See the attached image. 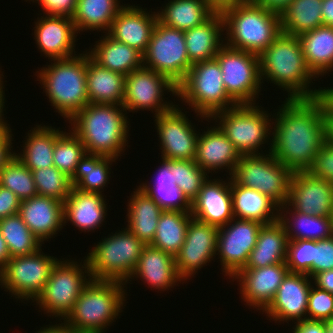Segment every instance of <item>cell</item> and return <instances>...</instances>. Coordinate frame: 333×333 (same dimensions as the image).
<instances>
[{"label":"cell","mask_w":333,"mask_h":333,"mask_svg":"<svg viewBox=\"0 0 333 333\" xmlns=\"http://www.w3.org/2000/svg\"><path fill=\"white\" fill-rule=\"evenodd\" d=\"M325 94L311 99H287L272 122L271 154L292 172L307 171L326 139ZM275 125V126H274Z\"/></svg>","instance_id":"obj_1"},{"label":"cell","mask_w":333,"mask_h":333,"mask_svg":"<svg viewBox=\"0 0 333 333\" xmlns=\"http://www.w3.org/2000/svg\"><path fill=\"white\" fill-rule=\"evenodd\" d=\"M259 66L261 83H274L287 92V99H311L325 94V87L310 88L317 77L308 68L296 36L281 33L259 55Z\"/></svg>","instance_id":"obj_2"},{"label":"cell","mask_w":333,"mask_h":333,"mask_svg":"<svg viewBox=\"0 0 333 333\" xmlns=\"http://www.w3.org/2000/svg\"><path fill=\"white\" fill-rule=\"evenodd\" d=\"M121 109V110H120ZM130 120L122 105L88 104L68 123L87 153L105 157L123 156L129 139Z\"/></svg>","instance_id":"obj_3"},{"label":"cell","mask_w":333,"mask_h":333,"mask_svg":"<svg viewBox=\"0 0 333 333\" xmlns=\"http://www.w3.org/2000/svg\"><path fill=\"white\" fill-rule=\"evenodd\" d=\"M126 289L119 281L91 278L63 320L65 327L71 333H105L125 308Z\"/></svg>","instance_id":"obj_4"},{"label":"cell","mask_w":333,"mask_h":333,"mask_svg":"<svg viewBox=\"0 0 333 333\" xmlns=\"http://www.w3.org/2000/svg\"><path fill=\"white\" fill-rule=\"evenodd\" d=\"M36 71L37 81L49 98L51 106L64 119L70 120L89 104L86 85V51L65 58Z\"/></svg>","instance_id":"obj_5"},{"label":"cell","mask_w":333,"mask_h":333,"mask_svg":"<svg viewBox=\"0 0 333 333\" xmlns=\"http://www.w3.org/2000/svg\"><path fill=\"white\" fill-rule=\"evenodd\" d=\"M222 16L225 44L258 56L282 33L280 14L252 0L225 10Z\"/></svg>","instance_id":"obj_6"},{"label":"cell","mask_w":333,"mask_h":333,"mask_svg":"<svg viewBox=\"0 0 333 333\" xmlns=\"http://www.w3.org/2000/svg\"><path fill=\"white\" fill-rule=\"evenodd\" d=\"M257 104L259 103L239 104L218 112L209 119L210 121L216 119L215 123H218L216 125L233 143L240 155L266 154L261 147L268 142L270 146L265 152L271 153L273 115L263 109L262 105L260 108Z\"/></svg>","instance_id":"obj_7"},{"label":"cell","mask_w":333,"mask_h":333,"mask_svg":"<svg viewBox=\"0 0 333 333\" xmlns=\"http://www.w3.org/2000/svg\"><path fill=\"white\" fill-rule=\"evenodd\" d=\"M177 88V98L184 105L187 103L202 120L208 121L214 114L237 105L224 88L222 71L216 59L192 64Z\"/></svg>","instance_id":"obj_8"},{"label":"cell","mask_w":333,"mask_h":333,"mask_svg":"<svg viewBox=\"0 0 333 333\" xmlns=\"http://www.w3.org/2000/svg\"><path fill=\"white\" fill-rule=\"evenodd\" d=\"M145 244L126 227L102 238L86 258L90 276L125 283L132 275Z\"/></svg>","instance_id":"obj_9"},{"label":"cell","mask_w":333,"mask_h":333,"mask_svg":"<svg viewBox=\"0 0 333 333\" xmlns=\"http://www.w3.org/2000/svg\"><path fill=\"white\" fill-rule=\"evenodd\" d=\"M64 259L56 263L43 291L34 301L36 307L39 305L38 309L59 322L72 311L83 288L91 280L86 259L84 264L76 259Z\"/></svg>","instance_id":"obj_10"},{"label":"cell","mask_w":333,"mask_h":333,"mask_svg":"<svg viewBox=\"0 0 333 333\" xmlns=\"http://www.w3.org/2000/svg\"><path fill=\"white\" fill-rule=\"evenodd\" d=\"M293 172L271 153L241 155L231 176L239 185L269 196L279 206L287 204Z\"/></svg>","instance_id":"obj_11"},{"label":"cell","mask_w":333,"mask_h":333,"mask_svg":"<svg viewBox=\"0 0 333 333\" xmlns=\"http://www.w3.org/2000/svg\"><path fill=\"white\" fill-rule=\"evenodd\" d=\"M215 59L220 65L224 88L228 96L237 105L256 104L259 94L261 95L260 90L263 88L259 56L224 44Z\"/></svg>","instance_id":"obj_12"},{"label":"cell","mask_w":333,"mask_h":333,"mask_svg":"<svg viewBox=\"0 0 333 333\" xmlns=\"http://www.w3.org/2000/svg\"><path fill=\"white\" fill-rule=\"evenodd\" d=\"M143 66L166 76L178 86L192 66L188 58L184 31L167 27L157 21L143 54Z\"/></svg>","instance_id":"obj_13"},{"label":"cell","mask_w":333,"mask_h":333,"mask_svg":"<svg viewBox=\"0 0 333 333\" xmlns=\"http://www.w3.org/2000/svg\"><path fill=\"white\" fill-rule=\"evenodd\" d=\"M59 260L45 254L41 248L28 255L12 257L1 269V288L14 298L22 299L21 303L24 300L34 302Z\"/></svg>","instance_id":"obj_14"},{"label":"cell","mask_w":333,"mask_h":333,"mask_svg":"<svg viewBox=\"0 0 333 333\" xmlns=\"http://www.w3.org/2000/svg\"><path fill=\"white\" fill-rule=\"evenodd\" d=\"M124 100L122 106L126 112L147 110L154 112V117L173 109L176 104L165 101L164 92L177 96L178 88L166 76L152 69L142 67L125 76ZM135 111V112H134Z\"/></svg>","instance_id":"obj_15"},{"label":"cell","mask_w":333,"mask_h":333,"mask_svg":"<svg viewBox=\"0 0 333 333\" xmlns=\"http://www.w3.org/2000/svg\"><path fill=\"white\" fill-rule=\"evenodd\" d=\"M262 225L258 221L234 217L219 228L216 255L219 256L222 273L229 280L245 268Z\"/></svg>","instance_id":"obj_16"},{"label":"cell","mask_w":333,"mask_h":333,"mask_svg":"<svg viewBox=\"0 0 333 333\" xmlns=\"http://www.w3.org/2000/svg\"><path fill=\"white\" fill-rule=\"evenodd\" d=\"M176 105L173 109L155 116V128L161 158L170 160H195L199 132L186 116L187 111Z\"/></svg>","instance_id":"obj_17"},{"label":"cell","mask_w":333,"mask_h":333,"mask_svg":"<svg viewBox=\"0 0 333 333\" xmlns=\"http://www.w3.org/2000/svg\"><path fill=\"white\" fill-rule=\"evenodd\" d=\"M218 231L216 226L194 217L190 219L185 241L175 255L177 271L184 281L193 278L198 270L216 257Z\"/></svg>","instance_id":"obj_18"},{"label":"cell","mask_w":333,"mask_h":333,"mask_svg":"<svg viewBox=\"0 0 333 333\" xmlns=\"http://www.w3.org/2000/svg\"><path fill=\"white\" fill-rule=\"evenodd\" d=\"M287 204L303 214L333 216V184L308 171L293 172Z\"/></svg>","instance_id":"obj_19"},{"label":"cell","mask_w":333,"mask_h":333,"mask_svg":"<svg viewBox=\"0 0 333 333\" xmlns=\"http://www.w3.org/2000/svg\"><path fill=\"white\" fill-rule=\"evenodd\" d=\"M306 274L288 272L280 284L276 295L263 311L269 320L295 323L307 319V305L312 279Z\"/></svg>","instance_id":"obj_20"},{"label":"cell","mask_w":333,"mask_h":333,"mask_svg":"<svg viewBox=\"0 0 333 333\" xmlns=\"http://www.w3.org/2000/svg\"><path fill=\"white\" fill-rule=\"evenodd\" d=\"M288 272L285 262L263 268H244L231 281L237 280L241 299L249 307L263 312L274 299Z\"/></svg>","instance_id":"obj_21"},{"label":"cell","mask_w":333,"mask_h":333,"mask_svg":"<svg viewBox=\"0 0 333 333\" xmlns=\"http://www.w3.org/2000/svg\"><path fill=\"white\" fill-rule=\"evenodd\" d=\"M34 23V40L45 58L65 59L77 55L75 42L79 39H76L78 33L72 18L43 15Z\"/></svg>","instance_id":"obj_22"},{"label":"cell","mask_w":333,"mask_h":333,"mask_svg":"<svg viewBox=\"0 0 333 333\" xmlns=\"http://www.w3.org/2000/svg\"><path fill=\"white\" fill-rule=\"evenodd\" d=\"M210 178L203 183L198 196L191 202V215L199 221L220 228L233 218L230 177L223 179Z\"/></svg>","instance_id":"obj_23"},{"label":"cell","mask_w":333,"mask_h":333,"mask_svg":"<svg viewBox=\"0 0 333 333\" xmlns=\"http://www.w3.org/2000/svg\"><path fill=\"white\" fill-rule=\"evenodd\" d=\"M156 22V11L148 12L138 4H124L106 34L144 54Z\"/></svg>","instance_id":"obj_24"},{"label":"cell","mask_w":333,"mask_h":333,"mask_svg":"<svg viewBox=\"0 0 333 333\" xmlns=\"http://www.w3.org/2000/svg\"><path fill=\"white\" fill-rule=\"evenodd\" d=\"M240 157L241 155L233 143L216 126V123L214 126L208 127L202 134L199 131L194 161L208 174L227 169L226 172L229 171L228 175L231 177Z\"/></svg>","instance_id":"obj_25"},{"label":"cell","mask_w":333,"mask_h":333,"mask_svg":"<svg viewBox=\"0 0 333 333\" xmlns=\"http://www.w3.org/2000/svg\"><path fill=\"white\" fill-rule=\"evenodd\" d=\"M18 214L43 244L64 227V202L52 197L37 195L22 200Z\"/></svg>","instance_id":"obj_26"},{"label":"cell","mask_w":333,"mask_h":333,"mask_svg":"<svg viewBox=\"0 0 333 333\" xmlns=\"http://www.w3.org/2000/svg\"><path fill=\"white\" fill-rule=\"evenodd\" d=\"M134 277L136 280L140 278L151 289H158L160 292L171 290L170 288L184 281L177 271L175 256L152 245H145L138 263L126 283H130V279L135 280Z\"/></svg>","instance_id":"obj_27"},{"label":"cell","mask_w":333,"mask_h":333,"mask_svg":"<svg viewBox=\"0 0 333 333\" xmlns=\"http://www.w3.org/2000/svg\"><path fill=\"white\" fill-rule=\"evenodd\" d=\"M104 196L72 187L70 195L64 201V226L70 221L72 226L82 232H95L97 228L100 229L107 215Z\"/></svg>","instance_id":"obj_28"},{"label":"cell","mask_w":333,"mask_h":333,"mask_svg":"<svg viewBox=\"0 0 333 333\" xmlns=\"http://www.w3.org/2000/svg\"><path fill=\"white\" fill-rule=\"evenodd\" d=\"M222 32H224V18L221 13H213L204 23L185 30L186 49L190 62L194 64L215 59L216 54L225 44Z\"/></svg>","instance_id":"obj_29"},{"label":"cell","mask_w":333,"mask_h":333,"mask_svg":"<svg viewBox=\"0 0 333 333\" xmlns=\"http://www.w3.org/2000/svg\"><path fill=\"white\" fill-rule=\"evenodd\" d=\"M125 76L95 62L86 51V85L89 104L122 105Z\"/></svg>","instance_id":"obj_30"},{"label":"cell","mask_w":333,"mask_h":333,"mask_svg":"<svg viewBox=\"0 0 333 333\" xmlns=\"http://www.w3.org/2000/svg\"><path fill=\"white\" fill-rule=\"evenodd\" d=\"M233 214L235 218L270 224L278 220L279 205L261 192L239 185L230 177Z\"/></svg>","instance_id":"obj_31"},{"label":"cell","mask_w":333,"mask_h":333,"mask_svg":"<svg viewBox=\"0 0 333 333\" xmlns=\"http://www.w3.org/2000/svg\"><path fill=\"white\" fill-rule=\"evenodd\" d=\"M86 50L89 56L102 67L123 74L143 67V54L137 49L112 39L106 33Z\"/></svg>","instance_id":"obj_32"},{"label":"cell","mask_w":333,"mask_h":333,"mask_svg":"<svg viewBox=\"0 0 333 333\" xmlns=\"http://www.w3.org/2000/svg\"><path fill=\"white\" fill-rule=\"evenodd\" d=\"M278 221L289 240L319 241L333 237V216L307 215L284 204L279 206Z\"/></svg>","instance_id":"obj_33"},{"label":"cell","mask_w":333,"mask_h":333,"mask_svg":"<svg viewBox=\"0 0 333 333\" xmlns=\"http://www.w3.org/2000/svg\"><path fill=\"white\" fill-rule=\"evenodd\" d=\"M134 190L128 200L126 228L145 245H150L163 209L139 187Z\"/></svg>","instance_id":"obj_34"},{"label":"cell","mask_w":333,"mask_h":333,"mask_svg":"<svg viewBox=\"0 0 333 333\" xmlns=\"http://www.w3.org/2000/svg\"><path fill=\"white\" fill-rule=\"evenodd\" d=\"M288 235L277 220L263 224L245 268H263L286 261Z\"/></svg>","instance_id":"obj_35"},{"label":"cell","mask_w":333,"mask_h":333,"mask_svg":"<svg viewBox=\"0 0 333 333\" xmlns=\"http://www.w3.org/2000/svg\"><path fill=\"white\" fill-rule=\"evenodd\" d=\"M298 38L306 64L317 78L333 71V27L322 25Z\"/></svg>","instance_id":"obj_36"},{"label":"cell","mask_w":333,"mask_h":333,"mask_svg":"<svg viewBox=\"0 0 333 333\" xmlns=\"http://www.w3.org/2000/svg\"><path fill=\"white\" fill-rule=\"evenodd\" d=\"M162 163L156 171L154 182H142L139 187L150 198L155 200L163 210H178L191 212V202L173 180V170H170V159L160 158ZM148 183V184H147Z\"/></svg>","instance_id":"obj_37"},{"label":"cell","mask_w":333,"mask_h":333,"mask_svg":"<svg viewBox=\"0 0 333 333\" xmlns=\"http://www.w3.org/2000/svg\"><path fill=\"white\" fill-rule=\"evenodd\" d=\"M35 125L27 132L23 149L14 155L31 171L53 167V152L56 142V128L53 126Z\"/></svg>","instance_id":"obj_38"},{"label":"cell","mask_w":333,"mask_h":333,"mask_svg":"<svg viewBox=\"0 0 333 333\" xmlns=\"http://www.w3.org/2000/svg\"><path fill=\"white\" fill-rule=\"evenodd\" d=\"M160 8L157 21L167 27L189 30L204 23L214 12L205 0H167Z\"/></svg>","instance_id":"obj_39"},{"label":"cell","mask_w":333,"mask_h":333,"mask_svg":"<svg viewBox=\"0 0 333 333\" xmlns=\"http://www.w3.org/2000/svg\"><path fill=\"white\" fill-rule=\"evenodd\" d=\"M116 160L118 159L113 157L86 153L70 178L72 187L83 192L103 194V188L110 183V165Z\"/></svg>","instance_id":"obj_40"},{"label":"cell","mask_w":333,"mask_h":333,"mask_svg":"<svg viewBox=\"0 0 333 333\" xmlns=\"http://www.w3.org/2000/svg\"><path fill=\"white\" fill-rule=\"evenodd\" d=\"M122 7L119 0H78L72 17L76 32L102 30L107 33Z\"/></svg>","instance_id":"obj_41"},{"label":"cell","mask_w":333,"mask_h":333,"mask_svg":"<svg viewBox=\"0 0 333 333\" xmlns=\"http://www.w3.org/2000/svg\"><path fill=\"white\" fill-rule=\"evenodd\" d=\"M322 0H292L280 14L283 34L299 37L323 25Z\"/></svg>","instance_id":"obj_42"},{"label":"cell","mask_w":333,"mask_h":333,"mask_svg":"<svg viewBox=\"0 0 333 333\" xmlns=\"http://www.w3.org/2000/svg\"><path fill=\"white\" fill-rule=\"evenodd\" d=\"M191 218V212L163 210L150 245L175 256L185 241Z\"/></svg>","instance_id":"obj_43"},{"label":"cell","mask_w":333,"mask_h":333,"mask_svg":"<svg viewBox=\"0 0 333 333\" xmlns=\"http://www.w3.org/2000/svg\"><path fill=\"white\" fill-rule=\"evenodd\" d=\"M0 234L6 241L11 258L28 255L42 248V242L31 232L19 214L0 220Z\"/></svg>","instance_id":"obj_44"},{"label":"cell","mask_w":333,"mask_h":333,"mask_svg":"<svg viewBox=\"0 0 333 333\" xmlns=\"http://www.w3.org/2000/svg\"><path fill=\"white\" fill-rule=\"evenodd\" d=\"M68 131L70 132L61 131L60 128L56 129L53 165L71 178L77 164L87 151L78 136L70 128Z\"/></svg>","instance_id":"obj_45"},{"label":"cell","mask_w":333,"mask_h":333,"mask_svg":"<svg viewBox=\"0 0 333 333\" xmlns=\"http://www.w3.org/2000/svg\"><path fill=\"white\" fill-rule=\"evenodd\" d=\"M0 186L11 190L21 201L38 195L33 172L15 155L0 169Z\"/></svg>","instance_id":"obj_46"},{"label":"cell","mask_w":333,"mask_h":333,"mask_svg":"<svg viewBox=\"0 0 333 333\" xmlns=\"http://www.w3.org/2000/svg\"><path fill=\"white\" fill-rule=\"evenodd\" d=\"M170 170H173L175 184L190 202L198 196L203 183L209 177L205 170L191 160H170Z\"/></svg>","instance_id":"obj_47"},{"label":"cell","mask_w":333,"mask_h":333,"mask_svg":"<svg viewBox=\"0 0 333 333\" xmlns=\"http://www.w3.org/2000/svg\"><path fill=\"white\" fill-rule=\"evenodd\" d=\"M32 172L38 195L52 197L62 202L70 195L72 189L70 177L55 166L36 169Z\"/></svg>","instance_id":"obj_48"},{"label":"cell","mask_w":333,"mask_h":333,"mask_svg":"<svg viewBox=\"0 0 333 333\" xmlns=\"http://www.w3.org/2000/svg\"><path fill=\"white\" fill-rule=\"evenodd\" d=\"M289 272L314 275V241L289 240L285 261Z\"/></svg>","instance_id":"obj_49"},{"label":"cell","mask_w":333,"mask_h":333,"mask_svg":"<svg viewBox=\"0 0 333 333\" xmlns=\"http://www.w3.org/2000/svg\"><path fill=\"white\" fill-rule=\"evenodd\" d=\"M307 319L318 321L333 319V294L312 284L308 298Z\"/></svg>","instance_id":"obj_50"},{"label":"cell","mask_w":333,"mask_h":333,"mask_svg":"<svg viewBox=\"0 0 333 333\" xmlns=\"http://www.w3.org/2000/svg\"><path fill=\"white\" fill-rule=\"evenodd\" d=\"M312 176L333 184V145L326 141L314 158L312 166L307 170Z\"/></svg>","instance_id":"obj_51"},{"label":"cell","mask_w":333,"mask_h":333,"mask_svg":"<svg viewBox=\"0 0 333 333\" xmlns=\"http://www.w3.org/2000/svg\"><path fill=\"white\" fill-rule=\"evenodd\" d=\"M333 269V237L314 241V274Z\"/></svg>","instance_id":"obj_52"},{"label":"cell","mask_w":333,"mask_h":333,"mask_svg":"<svg viewBox=\"0 0 333 333\" xmlns=\"http://www.w3.org/2000/svg\"><path fill=\"white\" fill-rule=\"evenodd\" d=\"M38 3L45 16H64L72 18L77 8L78 0H26Z\"/></svg>","instance_id":"obj_53"},{"label":"cell","mask_w":333,"mask_h":333,"mask_svg":"<svg viewBox=\"0 0 333 333\" xmlns=\"http://www.w3.org/2000/svg\"><path fill=\"white\" fill-rule=\"evenodd\" d=\"M20 202L16 194L0 186V220L18 214Z\"/></svg>","instance_id":"obj_54"},{"label":"cell","mask_w":333,"mask_h":333,"mask_svg":"<svg viewBox=\"0 0 333 333\" xmlns=\"http://www.w3.org/2000/svg\"><path fill=\"white\" fill-rule=\"evenodd\" d=\"M12 129L7 128L0 130V169L10 160L11 157H13L14 152L12 141H14L12 138ZM12 148V149H11Z\"/></svg>","instance_id":"obj_55"},{"label":"cell","mask_w":333,"mask_h":333,"mask_svg":"<svg viewBox=\"0 0 333 333\" xmlns=\"http://www.w3.org/2000/svg\"><path fill=\"white\" fill-rule=\"evenodd\" d=\"M294 324L292 333H326L325 321L304 319Z\"/></svg>","instance_id":"obj_56"},{"label":"cell","mask_w":333,"mask_h":333,"mask_svg":"<svg viewBox=\"0 0 333 333\" xmlns=\"http://www.w3.org/2000/svg\"><path fill=\"white\" fill-rule=\"evenodd\" d=\"M311 279L314 286L333 294V269L314 274Z\"/></svg>","instance_id":"obj_57"},{"label":"cell","mask_w":333,"mask_h":333,"mask_svg":"<svg viewBox=\"0 0 333 333\" xmlns=\"http://www.w3.org/2000/svg\"><path fill=\"white\" fill-rule=\"evenodd\" d=\"M250 0H205L214 13H223L225 10L246 3Z\"/></svg>","instance_id":"obj_58"},{"label":"cell","mask_w":333,"mask_h":333,"mask_svg":"<svg viewBox=\"0 0 333 333\" xmlns=\"http://www.w3.org/2000/svg\"><path fill=\"white\" fill-rule=\"evenodd\" d=\"M255 4L262 6L269 11L281 14L292 0H252Z\"/></svg>","instance_id":"obj_59"},{"label":"cell","mask_w":333,"mask_h":333,"mask_svg":"<svg viewBox=\"0 0 333 333\" xmlns=\"http://www.w3.org/2000/svg\"><path fill=\"white\" fill-rule=\"evenodd\" d=\"M323 25L333 27V0H322Z\"/></svg>","instance_id":"obj_60"},{"label":"cell","mask_w":333,"mask_h":333,"mask_svg":"<svg viewBox=\"0 0 333 333\" xmlns=\"http://www.w3.org/2000/svg\"><path fill=\"white\" fill-rule=\"evenodd\" d=\"M1 69V68H0ZM1 73V70H0ZM3 74H0V130L10 128V124L7 123V120L4 118V112L5 111V92H4V81H3Z\"/></svg>","instance_id":"obj_61"},{"label":"cell","mask_w":333,"mask_h":333,"mask_svg":"<svg viewBox=\"0 0 333 333\" xmlns=\"http://www.w3.org/2000/svg\"><path fill=\"white\" fill-rule=\"evenodd\" d=\"M326 139L333 145V105L329 100L326 105Z\"/></svg>","instance_id":"obj_62"},{"label":"cell","mask_w":333,"mask_h":333,"mask_svg":"<svg viewBox=\"0 0 333 333\" xmlns=\"http://www.w3.org/2000/svg\"><path fill=\"white\" fill-rule=\"evenodd\" d=\"M56 322V324H49L46 327H41L40 330L35 331V333H71L61 321V323Z\"/></svg>","instance_id":"obj_63"},{"label":"cell","mask_w":333,"mask_h":333,"mask_svg":"<svg viewBox=\"0 0 333 333\" xmlns=\"http://www.w3.org/2000/svg\"><path fill=\"white\" fill-rule=\"evenodd\" d=\"M10 259L11 256L6 245V241L0 234V270L7 264Z\"/></svg>","instance_id":"obj_64"},{"label":"cell","mask_w":333,"mask_h":333,"mask_svg":"<svg viewBox=\"0 0 333 333\" xmlns=\"http://www.w3.org/2000/svg\"><path fill=\"white\" fill-rule=\"evenodd\" d=\"M327 88L325 89V95L328 98L329 102L333 105V87L331 86Z\"/></svg>","instance_id":"obj_65"},{"label":"cell","mask_w":333,"mask_h":333,"mask_svg":"<svg viewBox=\"0 0 333 333\" xmlns=\"http://www.w3.org/2000/svg\"><path fill=\"white\" fill-rule=\"evenodd\" d=\"M326 333H333V319L325 321Z\"/></svg>","instance_id":"obj_66"},{"label":"cell","mask_w":333,"mask_h":333,"mask_svg":"<svg viewBox=\"0 0 333 333\" xmlns=\"http://www.w3.org/2000/svg\"><path fill=\"white\" fill-rule=\"evenodd\" d=\"M0 286H1V270H0Z\"/></svg>","instance_id":"obj_67"}]
</instances>
